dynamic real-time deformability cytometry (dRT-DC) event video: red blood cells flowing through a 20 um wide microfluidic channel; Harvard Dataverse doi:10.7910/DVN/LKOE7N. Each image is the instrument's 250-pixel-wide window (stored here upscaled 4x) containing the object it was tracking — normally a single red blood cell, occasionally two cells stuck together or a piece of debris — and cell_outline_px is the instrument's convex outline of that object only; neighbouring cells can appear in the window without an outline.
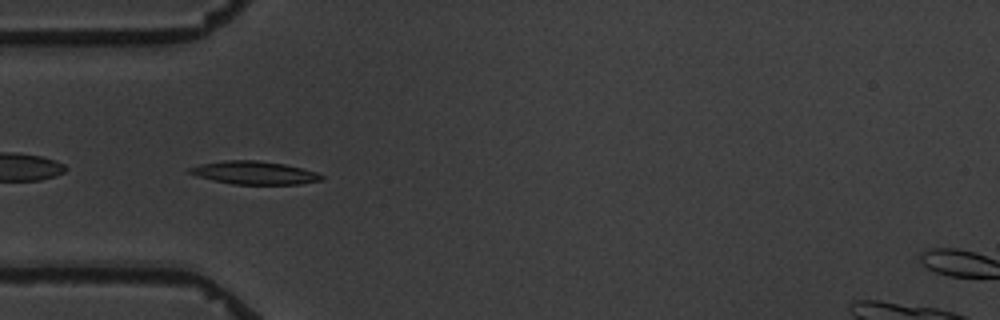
{"species": "common noctule bat (a hibernating species)", "species_latin": "Nyctalus noctula", "temperature_condition": "warm", "stored_images_in_passage": 4, "camera_frame_rate_fps": 3000, "um_per_image_px": 0.085, "animal": {"sex": "male", "body_mass_g": 19.5, "forearm_length_mm": 54.6}, "frame": {"image": 1, "passage_image": 3, "time_ms": 5.667, "image_size_px": [1000, 320], "cell_outline_px": [[324, 176], [320, 180], [300, 184], [232, 184], [212, 180], [196, 176], [184, 172], [188, 168], [200, 164], [224, 160], [256, 160], [284, 164], [316, 172]], "centroid_in_image_um": [21.53, 14.68], "position_along_channel_um": 63.5, "area_um2": 17.74}}